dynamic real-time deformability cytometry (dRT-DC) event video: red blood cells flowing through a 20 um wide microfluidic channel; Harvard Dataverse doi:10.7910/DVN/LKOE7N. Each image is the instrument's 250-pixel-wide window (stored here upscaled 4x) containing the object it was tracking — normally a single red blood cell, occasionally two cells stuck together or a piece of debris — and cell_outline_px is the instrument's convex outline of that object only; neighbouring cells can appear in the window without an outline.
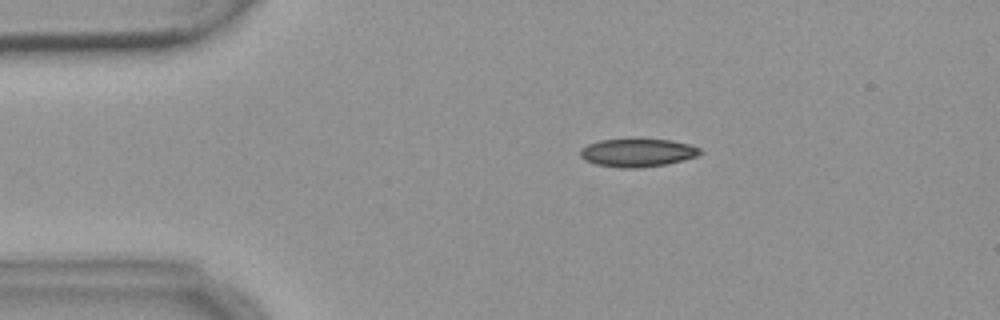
{"species": "common noctule bat (a hibernating species)", "species_latin": "Nyctalus noctula", "temperature_condition": "warm", "stored_images_in_passage": 3, "camera_frame_rate_fps": 3000, "um_per_image_px": 0.085, "animal": {"sex": "female", "body_mass_g": 18.4}, "frame": {"image": 1, "passage_image": 1, "time_ms": 0.0, "image_size_px": [1000, 320], "cell_outline_px": [[704, 152], [696, 156], [664, 164], [636, 168], [620, 168], [596, 164], [584, 160], [580, 156], [580, 148], [588, 144], [600, 140], [672, 140], [688, 144], [700, 148]], "centroid_in_image_um": [54.15, 12.98], "position_along_channel_um": 30.8, "area_um2": 19.31}}
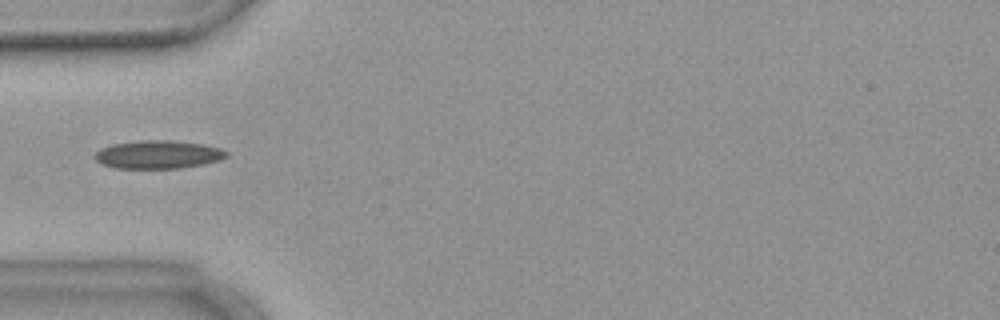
{"frame": {"image": 2, "passage_image": 3, "time_ms": 2.333, "image_size_px": [1000, 320], "cell_outline_px": [[228, 156], [220, 160], [204, 164], [180, 168], [112, 168], [100, 164], [92, 156], [100, 148], [112, 144], [144, 140], [168, 140], [200, 144], [220, 148], [228, 152]], "centroid_in_image_um": [13.4, 13.14], "position_along_channel_um": 71.6, "area_um2": 21.68}}